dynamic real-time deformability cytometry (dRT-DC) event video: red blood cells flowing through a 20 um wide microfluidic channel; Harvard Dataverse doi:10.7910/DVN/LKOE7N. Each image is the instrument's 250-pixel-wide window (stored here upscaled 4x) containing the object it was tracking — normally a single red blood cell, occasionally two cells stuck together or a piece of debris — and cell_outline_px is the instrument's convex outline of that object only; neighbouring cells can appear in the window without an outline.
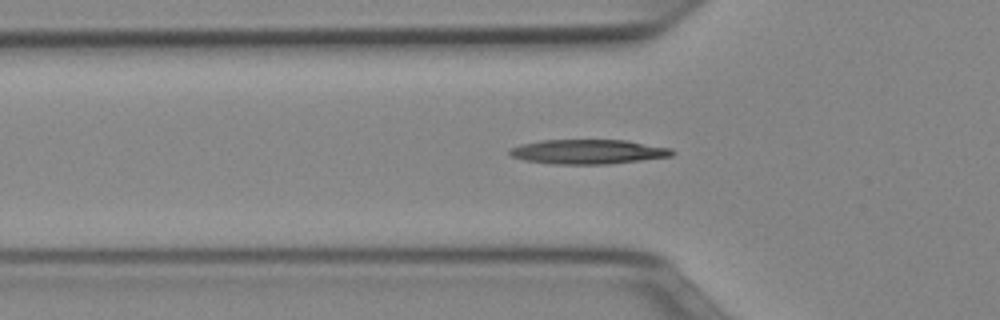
{"species": "Egyptian fruit bat (a non-hibernating species)", "species_latin": "Rousettus aegyptiacus", "temperature_condition": "cold", "stored_images_in_passage": 33, "camera_frame_rate_fps": 3000, "um_per_image_px": 0.085, "animal": {"sex": "female"}, "frame": {"image": 1, "passage_image": 5, "time_ms": 1.333, "image_size_px": [1000, 320], "cell_outline_px": [[676, 152], [672, 156], [608, 164], [548, 164], [524, 160], [512, 156], [508, 152], [508, 148], [520, 144], [540, 140], [624, 140], [672, 148]], "centroid_in_image_um": [49.95, 12.89], "position_along_channel_um": 75.8, "area_um2": 23.35}}
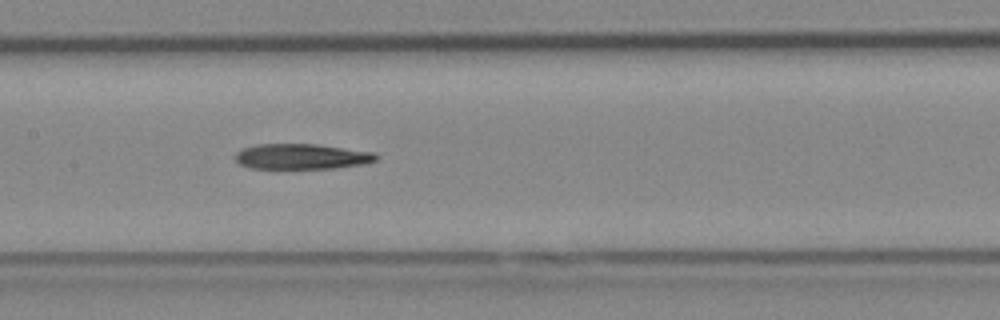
{"frame": {"image": 2, "passage_image": 13, "time_ms": 4.0, "image_size_px": [1000, 320], "cell_outline_px": [[380, 156], [376, 160], [368, 164], [336, 168], [248, 168], [240, 164], [232, 156], [236, 152], [244, 148], [256, 144], [316, 144], [372, 152]], "centroid_in_image_um": [25.64, 13.31], "position_along_channel_um": 181.8, "area_um2": 20.98}}
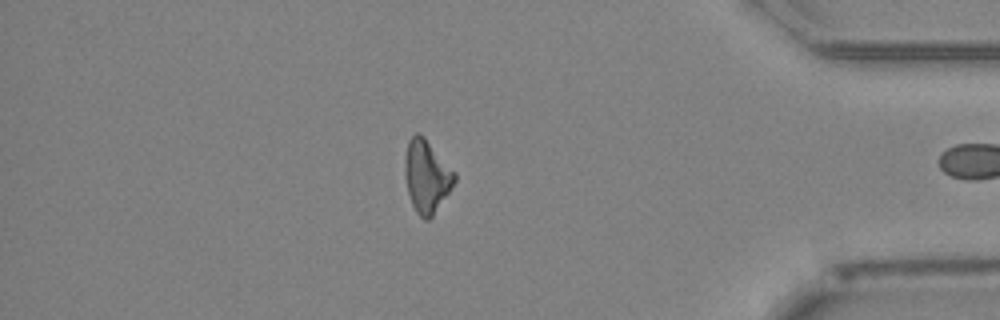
{"frame": {"image": 3, "passage_image": 32, "time_ms": 10.333, "image_size_px": [1000, 320], "cell_outline_px": [[456, 180], [432, 216], [428, 220], [424, 220], [416, 212], [412, 204], [408, 192], [404, 172], [404, 160], [408, 140], [416, 132], [424, 136], [456, 172]], "centroid_in_image_um": [36.25, 14.95], "position_along_channel_um": 398.9, "area_um2": 20.92}}